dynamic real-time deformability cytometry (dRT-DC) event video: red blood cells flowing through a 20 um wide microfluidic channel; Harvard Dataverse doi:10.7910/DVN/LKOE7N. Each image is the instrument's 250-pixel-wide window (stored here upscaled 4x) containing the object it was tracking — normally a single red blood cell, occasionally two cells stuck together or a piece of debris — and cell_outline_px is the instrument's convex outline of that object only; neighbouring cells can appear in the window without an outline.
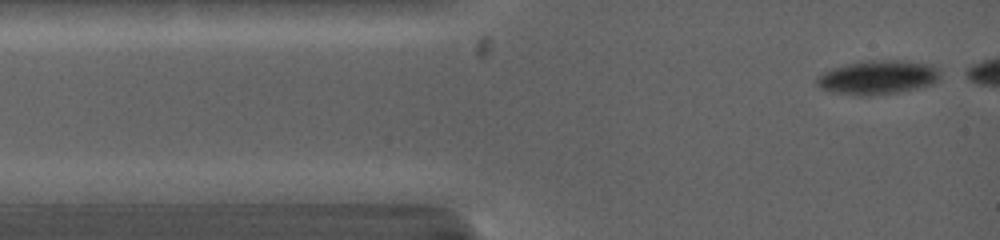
{"species": "common noctule bat (a hibernating species)", "species_latin": "Nyctalus noctula", "temperature_condition": "warm", "stored_images_in_passage": 10, "camera_frame_rate_fps": 5000, "um_per_image_px": 0.085, "animal": {"sex": "female", "body_mass_g": 19.0, "forearm_length_mm": 53.3}, "frame": {"image": 1, "passage_image": 1, "time_ms": 0.0, "image_size_px": [1000, 240], "cell_outline_px": [[940, 80], [932, 84], [920, 88], [900, 92], [868, 96], [860, 96], [832, 92], [820, 88], [816, 84], [816, 76], [832, 68], [864, 60], [904, 60], [932, 64], [940, 72]], "centroid_in_image_um": [74.63, 6.58], "position_along_channel_um": 10.4, "area_um2": 24.85}}
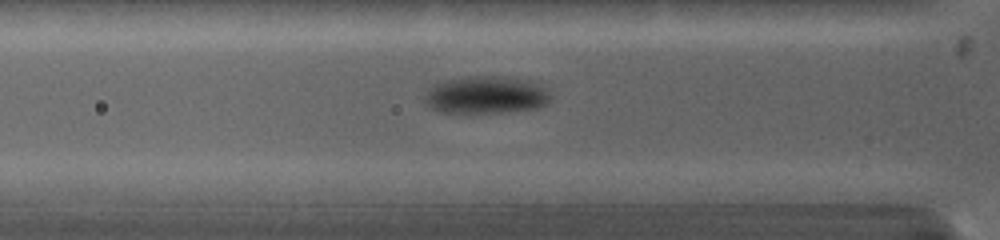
{"frame": {"image": 2, "passage_image": 7, "time_ms": 3.0, "image_size_px": [1000, 240], "cell_outline_px": [[552, 96], [548, 104], [540, 108], [508, 112], [468, 116], [440, 112], [428, 108], [424, 100], [424, 96], [432, 84], [444, 80], [468, 76], [508, 76], [536, 80], [548, 88]], "centroid_in_image_um": [41.35, 8.1], "position_along_channel_um": 84.5, "area_um2": 29.48}}